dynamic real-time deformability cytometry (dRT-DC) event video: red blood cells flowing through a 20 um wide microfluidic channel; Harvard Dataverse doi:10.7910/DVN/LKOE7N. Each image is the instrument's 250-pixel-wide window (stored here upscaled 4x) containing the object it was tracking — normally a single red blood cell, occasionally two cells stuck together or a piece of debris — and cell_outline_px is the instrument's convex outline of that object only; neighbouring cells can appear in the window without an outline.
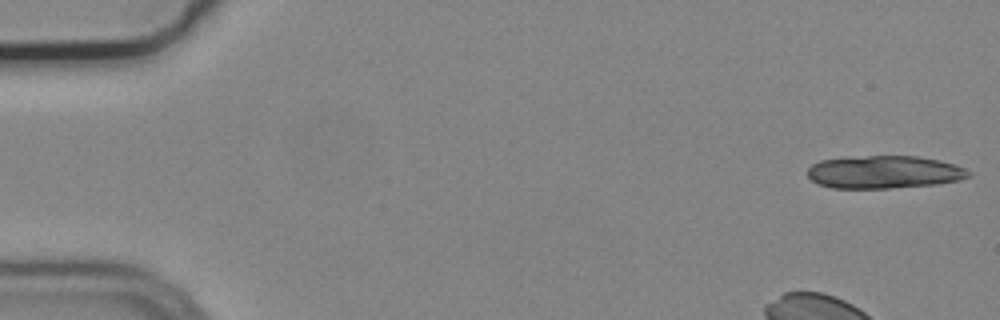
{"species": "common noctule bat (a hibernating species)", "species_latin": "Nyctalus noctula", "temperature_condition": "cold", "stored_images_in_passage": 5, "camera_frame_rate_fps": 3000, "um_per_image_px": 0.085, "animal": {"sex": "male", "body_mass_g": 19.2, "forearm_length_mm": 51.8}, "frame": {"image": 1, "passage_image": 1, "time_ms": 0.0, "image_size_px": [1000, 320], "cell_outline_px": [[972, 176], [960, 180], [936, 184], [888, 188], [832, 188], [816, 184], [808, 176], [808, 168], [812, 164], [820, 160], [868, 156], [916, 156], [940, 160], [964, 168], [972, 172]], "centroid_in_image_um": [75.16, 14.63], "position_along_channel_um": 9.8, "area_um2": 30.75}}
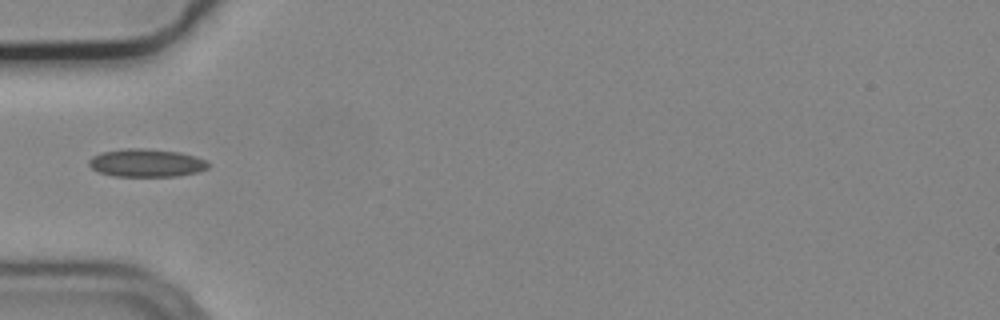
{"frame": {"image": 2, "passage_image": 5, "time_ms": 1.333, "image_size_px": [1000, 320], "cell_outline_px": [[212, 164], [208, 168], [196, 172], [176, 176], [112, 176], [100, 172], [92, 168], [88, 164], [88, 160], [92, 156], [104, 152], [124, 148], [144, 148], [180, 152], [196, 156], [208, 160]], "centroid_in_image_um": [12.48, 13.84], "position_along_channel_um": 72.5, "area_um2": 19.59}}